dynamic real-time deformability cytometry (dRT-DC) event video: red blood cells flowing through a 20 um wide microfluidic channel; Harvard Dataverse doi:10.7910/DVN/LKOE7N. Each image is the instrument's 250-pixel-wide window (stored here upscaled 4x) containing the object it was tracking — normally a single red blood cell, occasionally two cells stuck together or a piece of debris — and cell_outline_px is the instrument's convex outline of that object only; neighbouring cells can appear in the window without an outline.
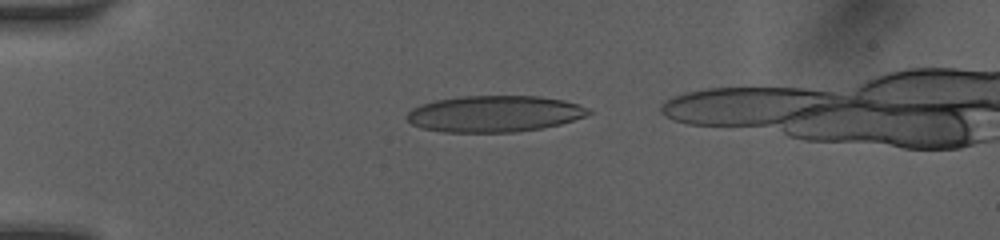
{"species": "human", "species_latin": "Homo sapiens", "temperature_condition": "room temperature", "stored_images_in_passage": 38, "camera_frame_rate_fps": 3000, "um_per_image_px": 0.085, "donor": {"sex": "female"}, "frame": {"image": 1, "passage_image": 7, "time_ms": 1.333, "image_size_px": [1000, 240], "cell_outline_px": [[592, 112], [584, 116], [560, 124], [540, 128], [512, 132], [444, 132], [424, 128], [412, 124], [404, 116], [412, 108], [436, 100], [460, 96], [540, 96], [564, 100], [588, 108]], "centroid_in_image_um": [42.0, 9.67], "position_along_channel_um": 43.0, "area_um2": 38.21}}
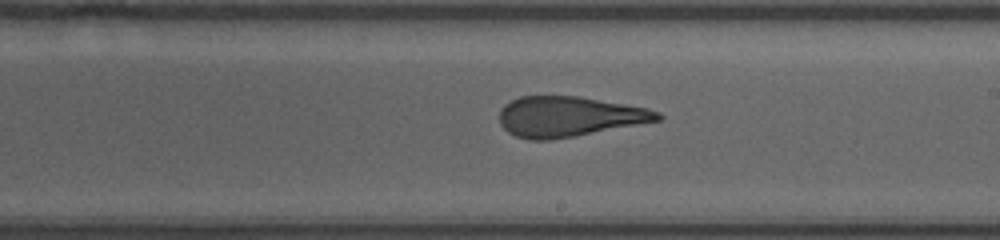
{"frame": {"image": 2, "passage_image": 22, "time_ms": 7.0, "image_size_px": [1000, 240], "cell_outline_px": [[664, 116], [660, 120], [572, 136], [548, 140], [528, 140], [516, 136], [508, 132], [500, 124], [500, 108], [504, 104], [520, 96], [576, 96], [648, 108], [660, 112]], "centroid_in_image_um": [48.33, 9.9], "position_along_channel_um": 240.7, "area_um2": 36.7}}
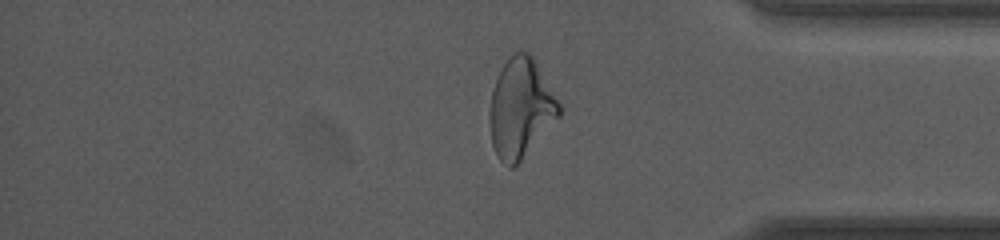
{"frame": {"image": 3, "passage_image": 35, "time_ms": 11.0, "image_size_px": [1000, 240], "cell_outline_px": [[560, 116], [520, 160], [512, 168], [508, 168], [496, 156], [492, 144], [488, 120], [492, 92], [496, 80], [504, 64], [516, 52], [528, 52], [532, 56], [560, 104]], "centroid_in_image_um": [44.23, 9.24], "position_along_channel_um": 391.0, "area_um2": 39.42}}